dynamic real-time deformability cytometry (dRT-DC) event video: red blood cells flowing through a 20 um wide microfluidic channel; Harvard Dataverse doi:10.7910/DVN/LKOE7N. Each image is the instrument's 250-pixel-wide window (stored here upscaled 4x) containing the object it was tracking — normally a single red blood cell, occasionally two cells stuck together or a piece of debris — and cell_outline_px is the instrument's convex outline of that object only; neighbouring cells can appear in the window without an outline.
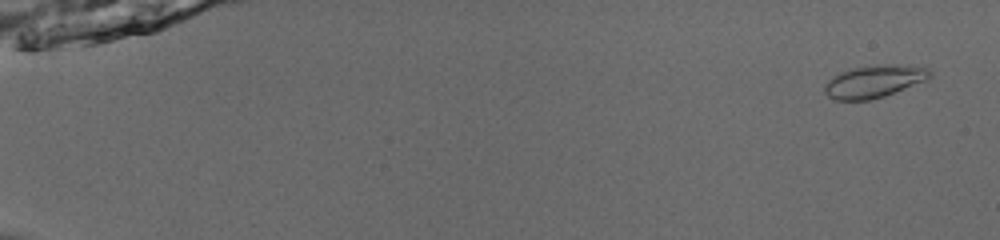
{"species": "common noctule bat (a hibernating species)", "species_latin": "Nyctalus noctula", "temperature_condition": "room temperature", "stored_images_in_passage": 53, "camera_frame_rate_fps": 3000, "um_per_image_px": 0.085, "animal": {"sex": "male", "body_mass_g": 13.0, "forearm_length_mm": 53.1}, "frame": {"image": 1, "passage_image": 3, "time_ms": 0.667, "image_size_px": [1000, 240], "cell_outline_px": [[932, 76], [928, 80], [884, 96], [868, 100], [836, 100], [828, 96], [824, 92], [824, 84], [832, 76], [840, 72], [856, 68], [888, 64], [896, 64], [928, 68], [932, 72]], "centroid_in_image_um": [74.31, 6.93], "position_along_channel_um": 10.7, "area_um2": 19.83}}
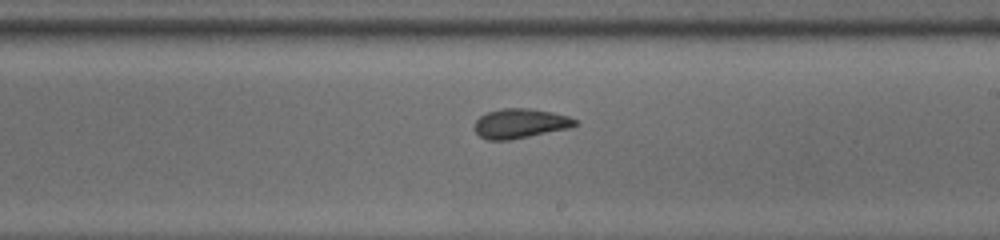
{"frame": {"image": 2, "passage_image": 34, "time_ms": 11.0, "image_size_px": [1000, 240], "cell_outline_px": [[580, 124], [572, 128], [512, 140], [488, 140], [480, 136], [476, 132], [476, 120], [480, 116], [488, 112], [504, 108], [528, 108], [552, 112], [568, 116], [576, 120]], "centroid_in_image_um": [44.28, 10.5], "position_along_channel_um": 244.7, "area_um2": 17.46}}
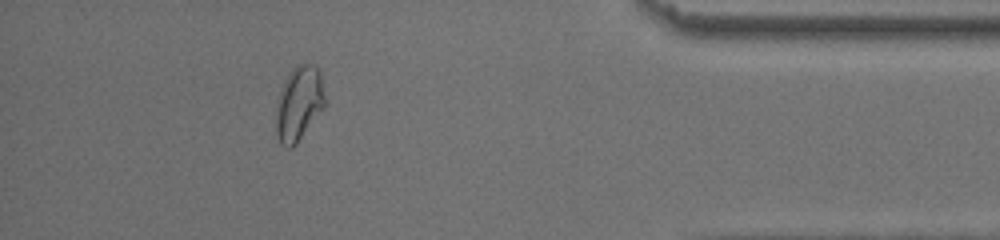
{"frame": {"image": 3, "passage_image": 49, "time_ms": 16.0, "image_size_px": [1000, 240], "cell_outline_px": [[324, 108], [296, 144], [292, 148], [288, 148], [280, 144], [276, 136], [276, 100], [284, 80], [300, 64], [316, 64], [320, 72], [324, 96]], "centroid_in_image_um": [25.39, 8.83], "position_along_channel_um": 409.8, "area_um2": 21.15}, "authors_computed_cell_mechanics": {"area_um2": 18.207, "velocity_mm_per_s": 3.9541, "shape_relaxation_time_tau1_ms": 3.1057, "shape_relaxation_time_tau2_ms": 2.6476, "deformation_change_tau1": 0.1282, "deformation_change_tau2": 0.0214}}